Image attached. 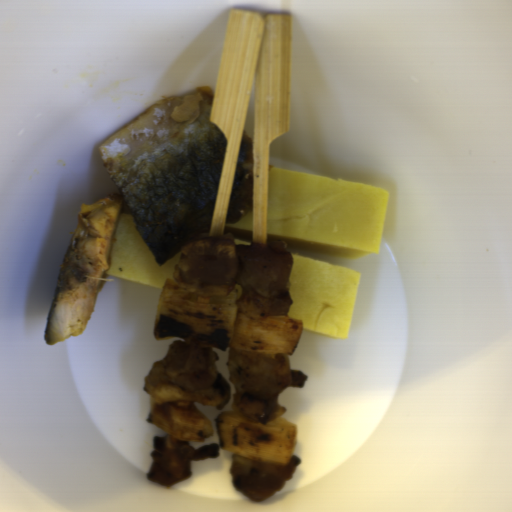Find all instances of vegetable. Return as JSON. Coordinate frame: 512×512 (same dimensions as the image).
Wrapping results in <instances>:
<instances>
[{
    "label": "vegetable",
    "instance_id": "1",
    "mask_svg": "<svg viewBox=\"0 0 512 512\" xmlns=\"http://www.w3.org/2000/svg\"><path fill=\"white\" fill-rule=\"evenodd\" d=\"M236 294L195 296L166 278L155 312L154 339H181L204 348L237 349L264 355H292L304 321L283 317H248Z\"/></svg>",
    "mask_w": 512,
    "mask_h": 512
},
{
    "label": "vegetable",
    "instance_id": "2",
    "mask_svg": "<svg viewBox=\"0 0 512 512\" xmlns=\"http://www.w3.org/2000/svg\"><path fill=\"white\" fill-rule=\"evenodd\" d=\"M220 449L257 461L287 464L295 449L297 424L279 416L270 423L244 422L233 410L215 419Z\"/></svg>",
    "mask_w": 512,
    "mask_h": 512
},
{
    "label": "vegetable",
    "instance_id": "3",
    "mask_svg": "<svg viewBox=\"0 0 512 512\" xmlns=\"http://www.w3.org/2000/svg\"><path fill=\"white\" fill-rule=\"evenodd\" d=\"M147 423L181 441H205L213 434V426L195 405V402L180 401L157 405L151 395L148 402Z\"/></svg>",
    "mask_w": 512,
    "mask_h": 512
}]
</instances>
